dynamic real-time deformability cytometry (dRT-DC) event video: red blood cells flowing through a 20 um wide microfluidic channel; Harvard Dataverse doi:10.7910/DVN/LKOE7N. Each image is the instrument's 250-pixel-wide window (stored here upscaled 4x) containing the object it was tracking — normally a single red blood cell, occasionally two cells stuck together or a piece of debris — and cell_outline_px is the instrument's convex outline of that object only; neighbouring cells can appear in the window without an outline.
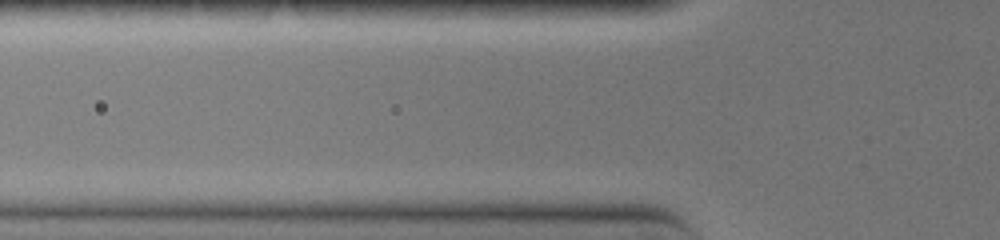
{"species": "common noctule bat (a hibernating species)", "species_latin": "Nyctalus noctula", "temperature_condition": "warm", "stored_images_in_passage": 2, "camera_frame_rate_fps": 3000, "um_per_image_px": 0.085, "animal": {"sex": "female", "body_mass_g": 19.0, "forearm_length_mm": 51.5}, "frame": {"image": 1, "passage_image": 2, "time_ms": 0.333, "image_size_px": [1000, 240], "cell_outline_px": [[644, 164], [632, 168], [488, 168], [480, 164], [480, 160], [492, 156], [580, 152], [644, 160]], "centroid_in_image_um": [47.63, 13.71], "position_along_channel_um": 78.2, "area_um2": 15.03}}